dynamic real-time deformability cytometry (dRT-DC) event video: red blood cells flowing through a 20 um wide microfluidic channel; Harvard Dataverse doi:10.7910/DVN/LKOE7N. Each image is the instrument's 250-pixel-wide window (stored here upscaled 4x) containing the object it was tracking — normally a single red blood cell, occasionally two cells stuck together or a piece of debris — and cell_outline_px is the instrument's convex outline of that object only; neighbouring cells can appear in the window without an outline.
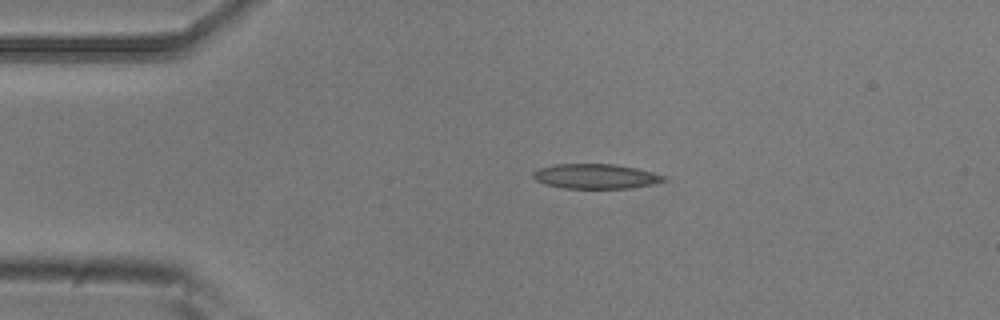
{"species": "common noctule bat (a hibernating species)", "species_latin": "Nyctalus noctula", "temperature_condition": "room temperature", "stored_images_in_passage": 3, "camera_frame_rate_fps": 3000, "um_per_image_px": 0.085, "animal": {"sex": "male", "body_mass_g": 20.5, "forearm_length_mm": 52.5}, "frame": {"image": 1, "passage_image": 1, "time_ms": 0.0, "image_size_px": [1000, 320], "cell_outline_px": [[668, 180], [652, 184], [628, 188], [564, 188], [544, 184], [536, 180], [532, 176], [532, 172], [540, 168], [556, 164], [616, 164], [636, 168], [652, 172], [664, 176]], "centroid_in_image_um": [50.61, 14.98], "position_along_channel_um": 34.4, "area_um2": 18.79}}